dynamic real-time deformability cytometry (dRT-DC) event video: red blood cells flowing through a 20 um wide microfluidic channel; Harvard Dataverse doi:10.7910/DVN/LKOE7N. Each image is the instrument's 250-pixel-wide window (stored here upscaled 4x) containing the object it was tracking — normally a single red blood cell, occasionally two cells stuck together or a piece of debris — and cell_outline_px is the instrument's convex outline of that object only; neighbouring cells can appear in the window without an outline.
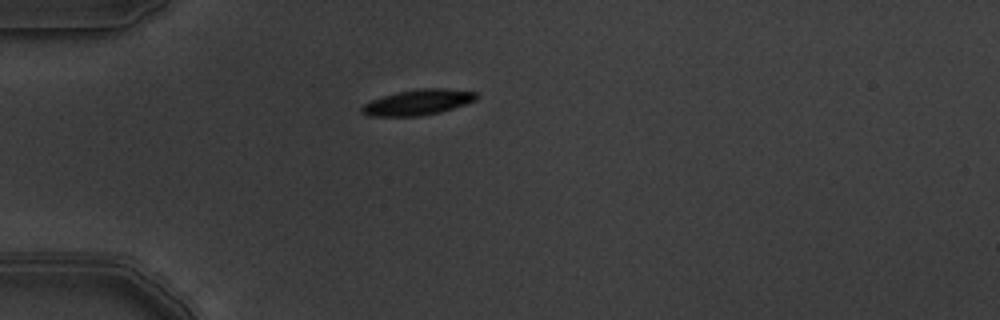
{"species": "common noctule bat (a hibernating species)", "species_latin": "Nyctalus noctula", "temperature_condition": "warm", "stored_images_in_passage": 5, "camera_frame_rate_fps": 3000, "um_per_image_px": 0.085, "animal": {"sex": "male", "body_mass_g": 19.5, "forearm_length_mm": 54.6}, "frame": {"image": 1, "passage_image": 1, "time_ms": 0.0, "image_size_px": [1000, 320], "cell_outline_px": [[480, 96], [476, 100], [440, 112], [420, 116], [368, 116], [360, 112], [360, 108], [364, 104], [372, 100], [396, 92], [416, 88], [444, 88], [476, 92]], "centroid_in_image_um": [35.52, 8.69], "position_along_channel_um": 49.5, "area_um2": 17.11}}